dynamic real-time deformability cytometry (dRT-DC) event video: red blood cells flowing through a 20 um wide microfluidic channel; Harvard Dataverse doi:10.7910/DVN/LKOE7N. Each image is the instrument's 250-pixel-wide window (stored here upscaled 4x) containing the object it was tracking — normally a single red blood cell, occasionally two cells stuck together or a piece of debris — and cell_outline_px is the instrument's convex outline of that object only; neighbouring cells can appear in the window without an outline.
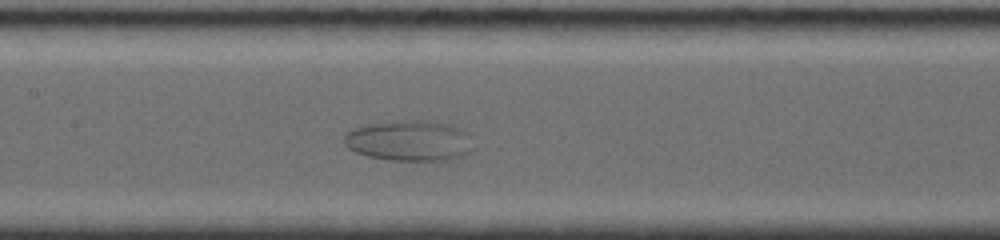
{"species": "common noctule bat (a hibernating species)", "species_latin": "Nyctalus noctula", "temperature_condition": "room temperature", "stored_images_in_passage": 40, "camera_frame_rate_fps": 4000, "um_per_image_px": 0.085, "animal": {"sex": "female", "body_mass_g": 19.0, "forearm_length_mm": 56.7}, "frame": {"image": 1, "passage_image": 15, "time_ms": 4.5, "image_size_px": [1000, 240], "cell_outline_px": [[468, 152], [464, 156], [448, 160], [388, 160], [368, 156], [356, 152], [348, 148], [344, 144], [344, 136], [352, 128], [368, 124], [400, 120], [428, 120], [448, 124], [460, 128], [468, 136]], "centroid_in_image_um": [34.72, 11.95], "position_along_channel_um": 172.7, "area_um2": 30.29}}
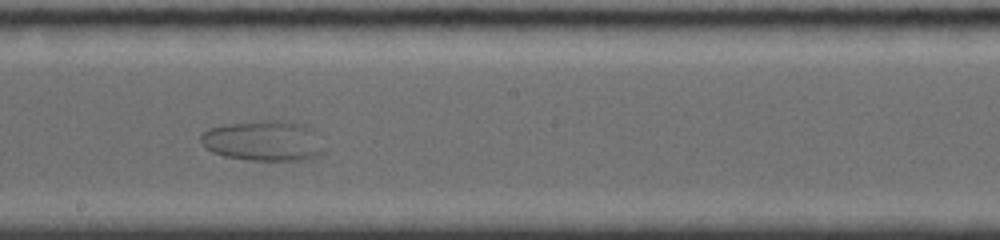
{"frame": {"image": 2, "passage_image": 21, "time_ms": 6.0, "image_size_px": [1000, 240], "cell_outline_px": [[324, 152], [316, 156], [300, 160], [248, 160], [224, 156], [212, 152], [204, 148], [200, 140], [200, 136], [208, 128], [224, 124], [264, 120], [288, 120], [304, 124], [312, 128], [324, 148]], "centroid_in_image_um": [22.37, 11.95], "position_along_channel_um": 225.8, "area_um2": 29.25}}
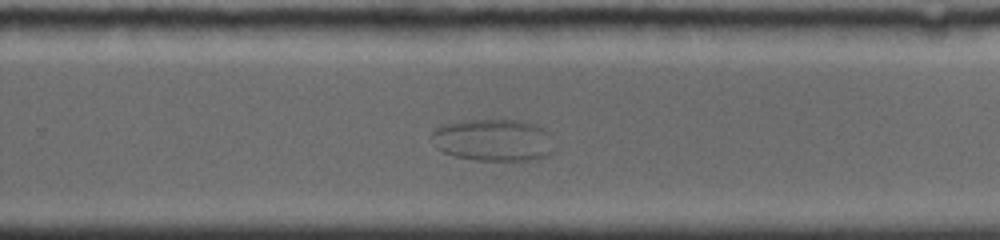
{"frame": {"image": 3, "passage_image": 28, "time_ms": 7.75, "image_size_px": [1000, 240], "cell_outline_px": [[556, 148], [548, 156], [528, 160], [476, 160], [456, 156], [444, 152], [436, 148], [432, 136], [432, 132], [436, 128], [460, 120], [516, 120], [536, 124], [544, 128], [548, 132]], "centroid_in_image_um": [41.98, 11.91], "position_along_channel_um": 287.8, "area_um2": 30.11}}